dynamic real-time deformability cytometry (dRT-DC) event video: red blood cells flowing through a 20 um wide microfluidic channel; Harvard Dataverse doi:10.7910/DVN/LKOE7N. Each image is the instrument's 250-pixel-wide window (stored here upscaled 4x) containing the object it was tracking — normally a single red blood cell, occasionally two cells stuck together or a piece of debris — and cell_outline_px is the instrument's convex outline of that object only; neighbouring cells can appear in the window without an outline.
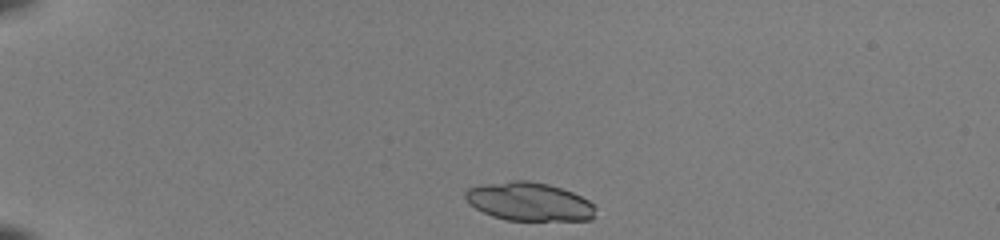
{"species": "common noctule bat (a hibernating species)", "species_latin": "Nyctalus noctula", "temperature_condition": "room temperature", "stored_images_in_passage": 39, "camera_frame_rate_fps": 3000, "um_per_image_px": 0.085, "animal": {"sex": "female", "body_mass_g": 22.0, "forearm_length_mm": 56.7}, "frame": {"image": 1, "passage_image": 1, "time_ms": 0.0, "image_size_px": [1000, 240], "cell_outline_px": [[596, 208], [592, 220], [508, 220], [492, 216], [476, 208], [464, 196], [464, 192], [468, 188], [480, 184], [512, 180], [528, 180], [548, 184], [572, 192], [588, 200]], "centroid_in_image_um": [44.97, 17.13], "position_along_channel_um": 40.0, "area_um2": 29.07}}